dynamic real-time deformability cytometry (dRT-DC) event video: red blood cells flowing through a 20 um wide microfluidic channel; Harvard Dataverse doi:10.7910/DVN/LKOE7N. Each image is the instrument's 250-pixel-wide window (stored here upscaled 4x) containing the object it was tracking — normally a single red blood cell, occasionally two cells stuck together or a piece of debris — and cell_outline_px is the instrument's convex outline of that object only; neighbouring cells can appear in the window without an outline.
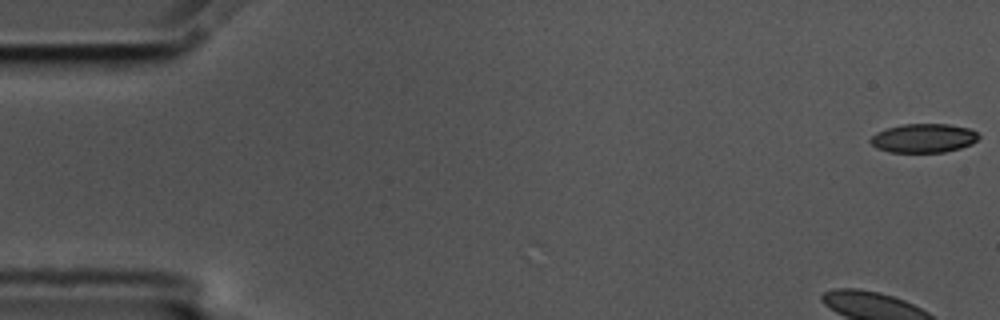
{"species": "common noctule bat (a hibernating species)", "species_latin": "Nyctalus noctula", "temperature_condition": "cold", "stored_images_in_passage": 56, "camera_frame_rate_fps": 3000, "um_per_image_px": 0.085, "animal": {"sex": "male", "body_mass_g": 17.5, "forearm_length_mm": 52.3}, "frame": {"image": 1, "passage_image": 1, "time_ms": 0.0, "image_size_px": [1000, 320], "cell_outline_px": [[980, 136], [972, 144], [960, 148], [944, 152], [888, 152], [876, 148], [868, 140], [876, 132], [888, 128], [904, 124], [948, 124], [968, 128], [976, 132]], "centroid_in_image_um": [78.49, 11.75], "position_along_channel_um": 6.5, "area_um2": 18.21}, "authors_computed_cell_mechanics": {"area_um2": 19.8254, "velocity_mm_per_s": 3.5134, "shape_relaxation_time_tau1_ms": 1.7848, "shape_relaxation_time_tau2_ms": null, "deformation_change_tau1": 0.0419, "deformation_change_tau2": null}}